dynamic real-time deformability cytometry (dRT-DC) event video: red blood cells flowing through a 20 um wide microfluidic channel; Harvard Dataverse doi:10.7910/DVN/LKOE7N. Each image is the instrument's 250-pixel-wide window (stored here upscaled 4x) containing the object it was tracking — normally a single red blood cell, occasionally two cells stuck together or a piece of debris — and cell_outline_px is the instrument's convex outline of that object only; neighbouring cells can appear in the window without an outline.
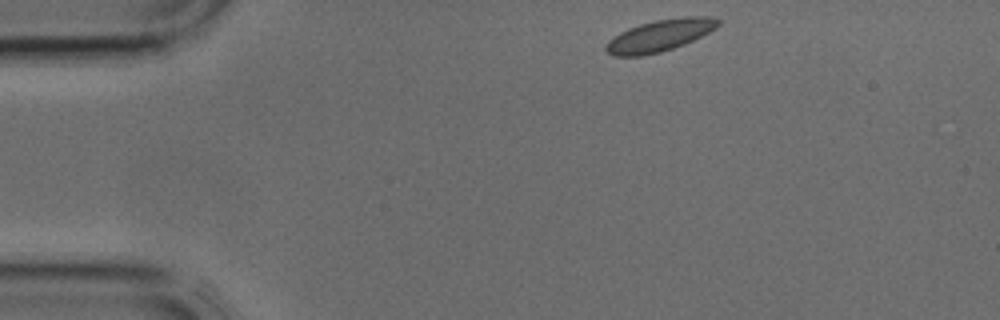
{"species": "common noctule bat (a hibernating species)", "species_latin": "Nyctalus noctula", "temperature_condition": "cold", "stored_images_in_passage": 2, "camera_frame_rate_fps": 3000, "um_per_image_px": 0.085, "animal": {"sex": "male", "body_mass_g": 17.9, "forearm_length_mm": 54.2}, "frame": {"image": 1, "passage_image": 1, "time_ms": 0.0, "image_size_px": [1000, 320], "cell_outline_px": [[720, 24], [716, 28], [684, 44], [660, 52], [644, 56], [612, 56], [604, 48], [604, 44], [608, 40], [620, 32], [628, 28], [640, 24], [656, 20], [684, 16], [712, 16], [720, 20]], "centroid_in_image_um": [56.06, 3.02], "position_along_channel_um": 28.9, "area_um2": 20.81}}